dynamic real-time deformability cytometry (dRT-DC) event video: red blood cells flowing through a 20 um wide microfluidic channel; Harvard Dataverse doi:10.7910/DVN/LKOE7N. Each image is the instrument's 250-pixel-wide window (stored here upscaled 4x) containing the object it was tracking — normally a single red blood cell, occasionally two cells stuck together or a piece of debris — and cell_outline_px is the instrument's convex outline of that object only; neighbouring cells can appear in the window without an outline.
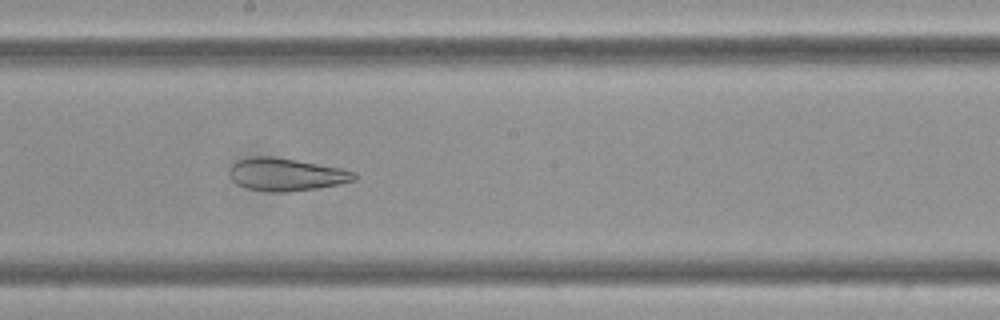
{"species": "Egyptian fruit bat (a non-hibernating species)", "species_latin": "Rousettus aegyptiacus", "temperature_condition": "cold", "stored_images_in_passage": 57, "camera_frame_rate_fps": 3000, "um_per_image_px": 0.085, "frame": {"image": 1, "passage_image": 32, "time_ms": 10.333, "image_size_px": [1000, 320], "cell_outline_px": [[356, 180], [340, 184], [320, 188], [284, 192], [272, 192], [244, 188], [236, 184], [232, 180], [228, 172], [232, 164], [236, 160], [252, 156], [272, 156], [296, 160], [340, 168], [356, 172]], "centroid_in_image_um": [24.29, 14.83], "position_along_channel_um": 223.9, "area_um2": 23.99}}
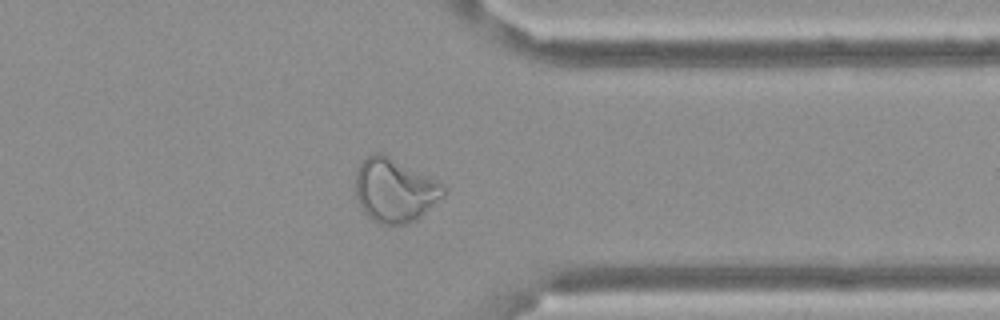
{"frame": {"image": 2, "passage_image": 46, "time_ms": 15.0, "image_size_px": [1000, 320], "cell_outline_px": [[444, 196], [416, 220], [400, 228], [380, 224], [372, 220], [364, 212], [356, 196], [352, 184], [356, 172], [360, 164], [368, 156], [376, 152], [380, 152], [436, 180], [444, 188]], "centroid_in_image_um": [33.5, 16.23], "position_along_channel_um": 377.9, "area_um2": 32.89}}
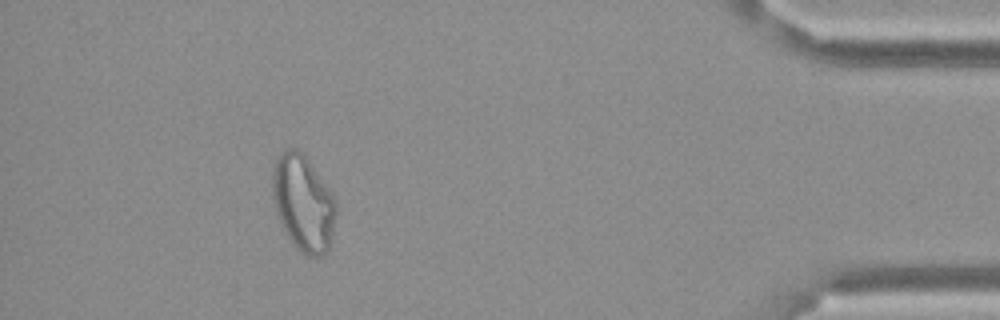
{"frame": {"image": 3, "passage_image": 53, "time_ms": 17.333, "image_size_px": [1000, 320], "cell_outline_px": [[336, 212], [332, 236], [328, 252], [320, 256], [308, 256], [300, 252], [292, 244], [284, 232], [276, 208], [272, 188], [272, 172], [276, 156], [280, 152], [288, 148], [296, 148], [308, 160], [336, 200]], "centroid_in_image_um": [25.76, 17.28], "position_along_channel_um": 409.4, "area_um2": 35.43}}